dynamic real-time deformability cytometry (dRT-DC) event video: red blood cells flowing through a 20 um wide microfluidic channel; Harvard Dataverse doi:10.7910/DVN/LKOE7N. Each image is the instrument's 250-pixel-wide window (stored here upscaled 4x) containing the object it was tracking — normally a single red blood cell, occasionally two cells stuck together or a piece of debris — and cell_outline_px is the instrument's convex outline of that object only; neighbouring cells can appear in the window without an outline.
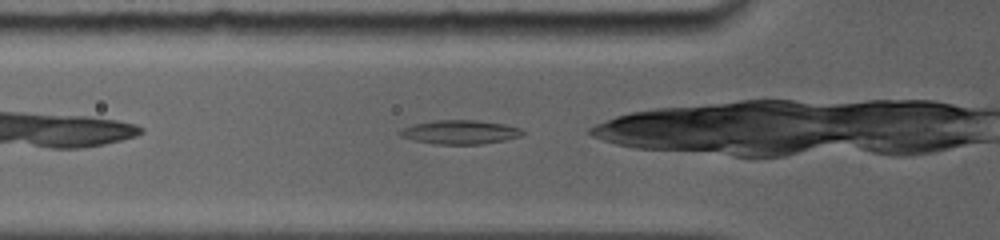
{"species": "common noctule bat (a hibernating species)", "species_latin": "Nyctalus noctula", "temperature_condition": "room temperature", "stored_images_in_passage": 42, "camera_frame_rate_fps": 5000, "um_per_image_px": 0.085, "animal": {"sex": "female", "body_mass_g": 19.0, "forearm_length_mm": 56.7}, "frame": {"image": 1, "passage_image": 3, "time_ms": 0.4, "image_size_px": [1000, 240], "cell_outline_px": [[524, 136], [504, 140], [480, 144], [432, 144], [400, 136], [396, 132], [400, 128], [412, 124], [432, 120], [480, 120], [504, 124], [520, 128], [524, 132]], "centroid_in_image_um": [39.07, 11.22], "position_along_channel_um": 86.7, "area_um2": 17.34}}
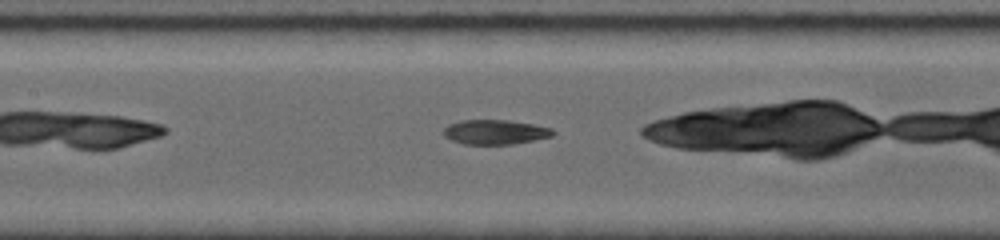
{"frame": {"image": 2, "passage_image": 12, "time_ms": 2.4, "image_size_px": [1000, 240], "cell_outline_px": [[556, 132], [552, 136], [536, 140], [512, 144], [464, 144], [452, 140], [444, 136], [440, 132], [448, 124], [460, 120], [508, 120], [532, 124], [552, 128]], "centroid_in_image_um": [42.07, 11.22], "position_along_channel_um": 165.3, "area_um2": 15.84}}
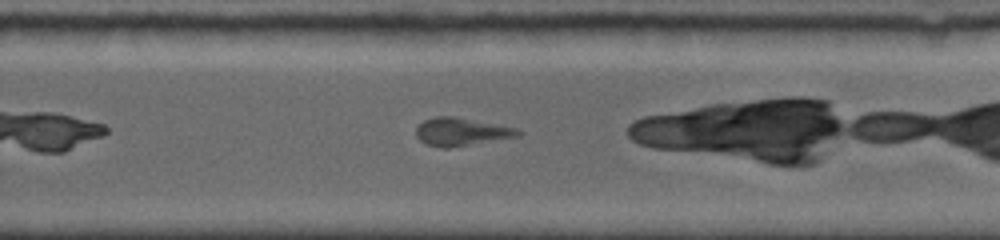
{"frame": {"image": 3, "passage_image": 27, "time_ms": 5.6, "image_size_px": [1000, 240], "cell_outline_px": [[520, 136], [448, 148], [440, 148], [424, 144], [416, 136], [416, 128], [424, 120], [436, 116], [456, 116], [516, 128], [520, 132]], "centroid_in_image_um": [39.17, 11.2], "position_along_channel_um": 290.6, "area_um2": 16.59}}